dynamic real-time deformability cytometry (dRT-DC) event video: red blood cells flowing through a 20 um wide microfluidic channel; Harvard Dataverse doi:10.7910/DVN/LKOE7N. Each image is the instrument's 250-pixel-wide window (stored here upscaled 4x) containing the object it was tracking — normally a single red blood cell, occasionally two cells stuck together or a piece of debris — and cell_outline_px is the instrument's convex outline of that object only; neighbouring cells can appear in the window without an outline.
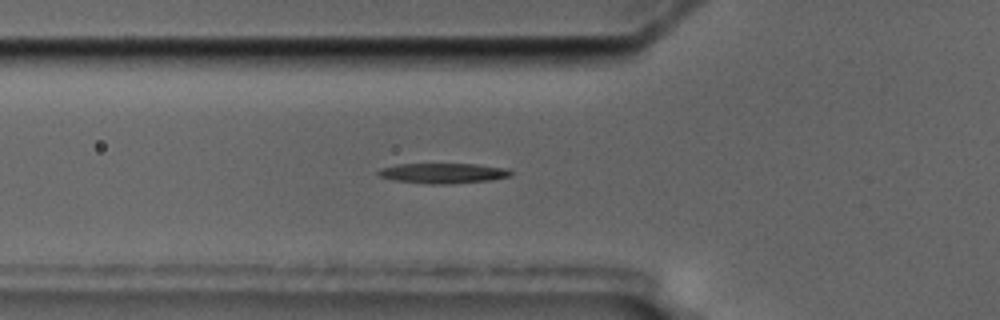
{"species": "common noctule bat (a hibernating species)", "species_latin": "Nyctalus noctula", "temperature_condition": "cold", "stored_images_in_passage": 2, "camera_frame_rate_fps": 3000, "um_per_image_px": 0.085, "animal": {"sex": "male", "body_mass_g": 17.5, "forearm_length_mm": 52.3}, "frame": {"image": 1, "passage_image": 2, "time_ms": 1.0, "image_size_px": [1000, 320], "cell_outline_px": [[512, 176], [492, 180], [448, 184], [424, 184], [392, 180], [380, 176], [376, 172], [380, 168], [396, 164], [476, 164], [504, 168], [512, 172]], "centroid_in_image_um": [37.62, 14.73], "position_along_channel_um": 88.2, "area_um2": 15.72}}